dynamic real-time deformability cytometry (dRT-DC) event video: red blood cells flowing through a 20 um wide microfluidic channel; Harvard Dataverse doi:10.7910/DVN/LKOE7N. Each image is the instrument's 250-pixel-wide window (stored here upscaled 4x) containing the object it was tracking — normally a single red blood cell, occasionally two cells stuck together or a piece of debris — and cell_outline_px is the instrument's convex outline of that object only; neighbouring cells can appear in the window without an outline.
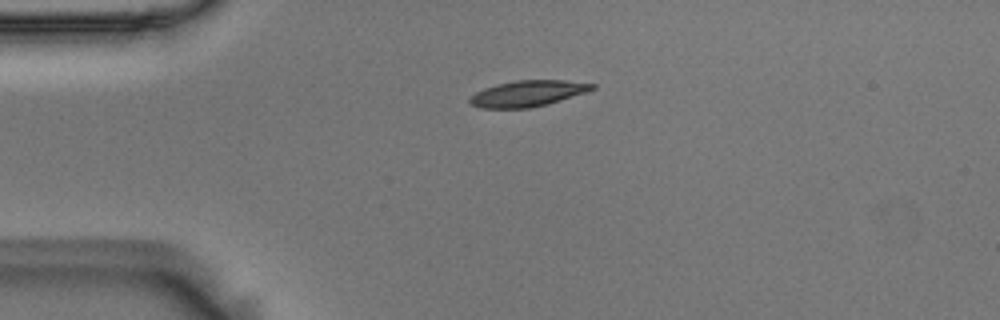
{"species": "Egyptian fruit bat (a non-hibernating species)", "species_latin": "Rousettus aegyptiacus", "temperature_condition": "room temperature", "stored_images_in_passage": 43, "camera_frame_rate_fps": 3000, "um_per_image_px": 0.085, "animal": {"sex": "male"}, "frame": {"image": 1, "passage_image": 1, "time_ms": 0.0, "image_size_px": [1000, 320], "cell_outline_px": [[596, 88], [548, 104], [528, 108], [480, 108], [472, 104], [468, 100], [476, 92], [484, 88], [496, 84], [516, 80], [564, 80], [596, 84]], "centroid_in_image_um": [44.84, 7.94], "position_along_channel_um": 40.2, "area_um2": 18.38}}
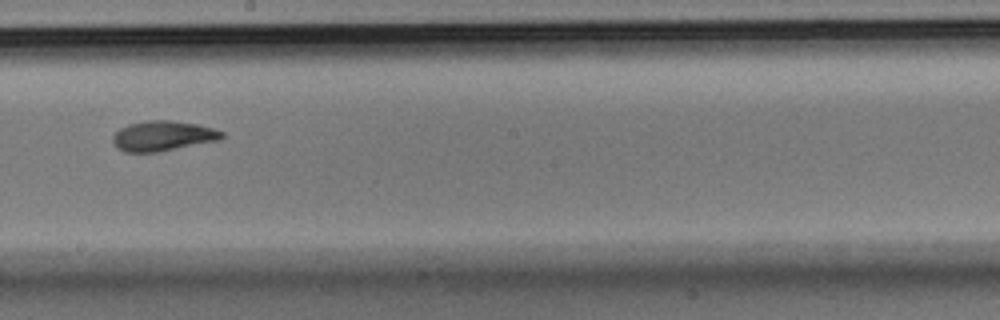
{"frame": {"image": 2, "passage_image": 19, "time_ms": 6.0, "image_size_px": [1000, 320], "cell_outline_px": [[224, 136], [220, 140], [160, 152], [124, 152], [116, 148], [112, 140], [112, 136], [120, 128], [128, 124], [148, 120], [172, 120], [196, 124], [212, 128], [224, 132]], "centroid_in_image_um": [13.83, 11.56], "position_along_channel_um": 234.4, "area_um2": 19.31}}
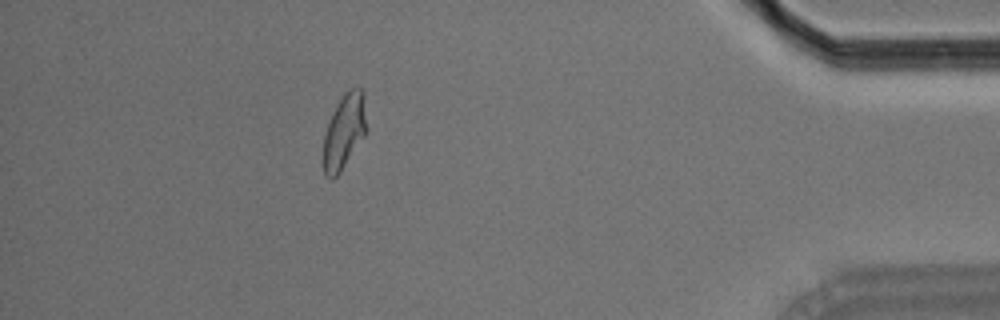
{"frame": {"image": 3, "passage_image": 37, "time_ms": 12.0, "image_size_px": [1000, 320], "cell_outline_px": [[364, 136], [340, 172], [332, 180], [324, 176], [324, 136], [328, 124], [344, 92], [348, 88], [356, 84], [364, 92]], "centroid_in_image_um": [29.25, 11.16], "position_along_channel_um": 406.0, "area_um2": 18.26}, "authors_computed_cell_mechanics": {"area_um2": 18.9584, "velocity_mm_per_s": 3.6724, "shape_relaxation_time_tau1_ms": 4.3122, "shape_relaxation_time_tau2_ms": 2.6417, "deformation_change_tau1": 0.1547, "deformation_change_tau2": 0.086}}